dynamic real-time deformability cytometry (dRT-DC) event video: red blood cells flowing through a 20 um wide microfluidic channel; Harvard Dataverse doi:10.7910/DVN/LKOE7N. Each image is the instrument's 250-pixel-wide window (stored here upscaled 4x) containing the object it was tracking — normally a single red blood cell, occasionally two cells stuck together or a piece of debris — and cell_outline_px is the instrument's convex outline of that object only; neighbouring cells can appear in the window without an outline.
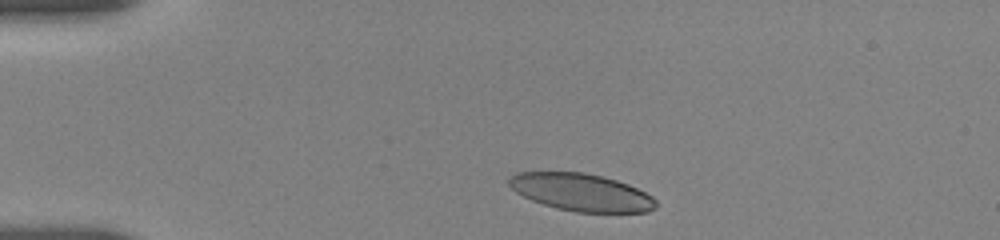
{"species": "human", "species_latin": "Homo sapiens", "temperature_condition": "room temperature", "stored_images_in_passage": 5, "camera_frame_rate_fps": 3000, "um_per_image_px": 0.085, "donor": {"sex": "female"}, "frame": {"image": 1, "passage_image": 1, "time_ms": 0.0, "image_size_px": [1000, 240], "cell_outline_px": [[656, 208], [648, 212], [576, 212], [556, 208], [532, 200], [516, 192], [508, 184], [508, 180], [516, 172], [584, 172], [616, 180], [628, 184], [652, 196], [656, 200]], "centroid_in_image_um": [49.41, 16.35], "position_along_channel_um": 35.6, "area_um2": 31.85}}
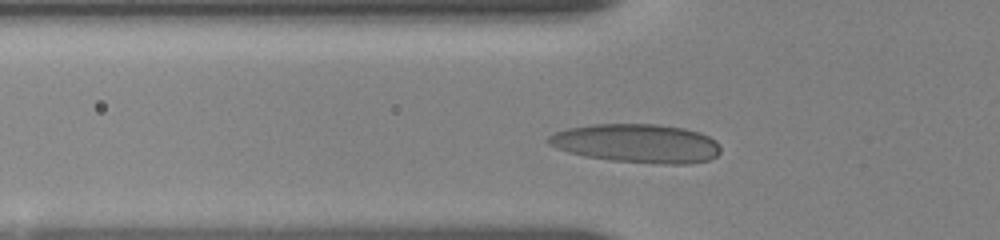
{"frame": {"image": 2, "passage_image": 5, "time_ms": 2.333, "image_size_px": [1000, 240], "cell_outline_px": [[720, 152], [716, 156], [708, 160], [688, 164], [660, 164], [612, 160], [584, 156], [568, 152], [556, 148], [548, 144], [548, 136], [556, 132], [568, 128], [592, 124], [656, 124], [684, 128], [700, 132], [716, 140], [720, 148]], "centroid_in_image_um": [54.14, 12.18], "position_along_channel_um": 71.7, "area_um2": 38.96}}